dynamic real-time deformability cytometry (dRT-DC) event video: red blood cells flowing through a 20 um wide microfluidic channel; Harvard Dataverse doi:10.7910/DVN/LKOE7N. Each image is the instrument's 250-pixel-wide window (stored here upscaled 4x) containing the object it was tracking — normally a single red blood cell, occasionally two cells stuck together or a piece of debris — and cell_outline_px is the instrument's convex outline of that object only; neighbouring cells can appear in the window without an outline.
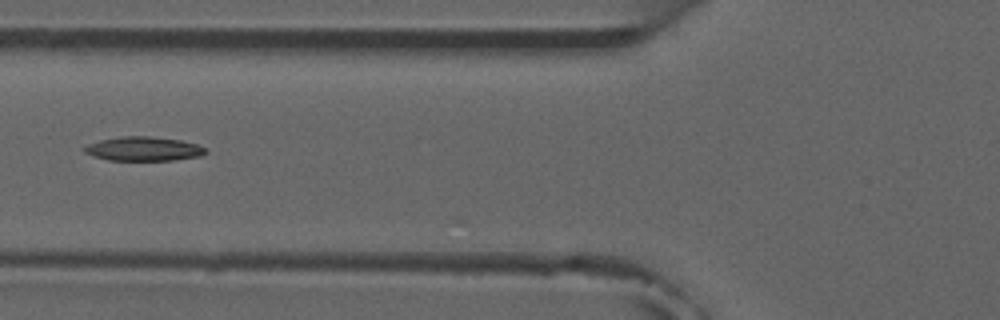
{"species": "common noctule bat (a hibernating species)", "species_latin": "Nyctalus noctula", "temperature_condition": "room temperature", "stored_images_in_passage": 3, "camera_frame_rate_fps": 3000, "um_per_image_px": 0.085, "animal": {"sex": "male", "forearm_length_mm": 52.5}, "frame": {"image": 1, "passage_image": 3, "time_ms": 2.333, "image_size_px": [1000, 320], "cell_outline_px": [[208, 152], [200, 156], [176, 160], [108, 160], [92, 156], [84, 152], [80, 148], [88, 144], [100, 140], [120, 136], [148, 136], [180, 140], [196, 144], [204, 148]], "centroid_in_image_um": [12.15, 12.65], "position_along_channel_um": 113.6, "area_um2": 17.11}}